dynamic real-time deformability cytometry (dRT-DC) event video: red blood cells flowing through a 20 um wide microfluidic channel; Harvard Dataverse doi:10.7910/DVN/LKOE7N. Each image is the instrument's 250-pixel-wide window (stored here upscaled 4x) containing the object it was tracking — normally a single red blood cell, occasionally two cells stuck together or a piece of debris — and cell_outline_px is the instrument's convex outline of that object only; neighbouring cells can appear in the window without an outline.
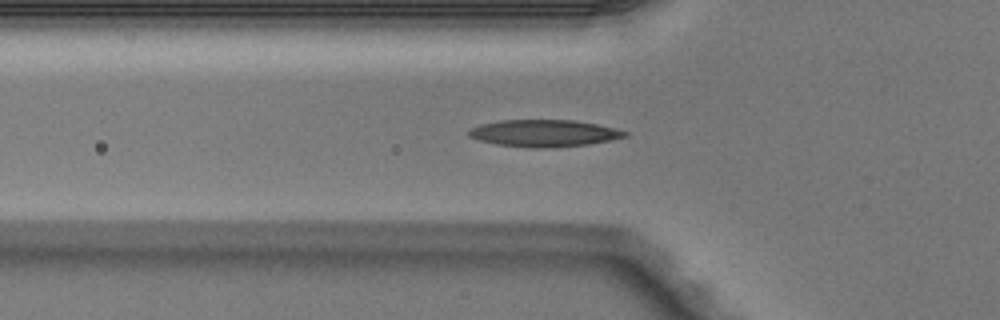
{"species": "Egyptian fruit bat (a non-hibernating species)", "species_latin": "Rousettus aegyptiacus", "temperature_condition": "warm", "stored_images_in_passage": 37, "camera_frame_rate_fps": 3000, "um_per_image_px": 0.085, "animal": {"sex": "male"}, "frame": {"image": 1, "passage_image": 9, "time_ms": 2.667, "image_size_px": [1000, 320], "cell_outline_px": [[628, 136], [588, 144], [540, 148], [528, 148], [496, 144], [480, 140], [468, 136], [468, 132], [472, 128], [480, 124], [500, 120], [572, 120], [596, 124], [628, 132]], "centroid_in_image_um": [46.2, 11.32], "position_along_channel_um": 79.6, "area_um2": 24.22}}
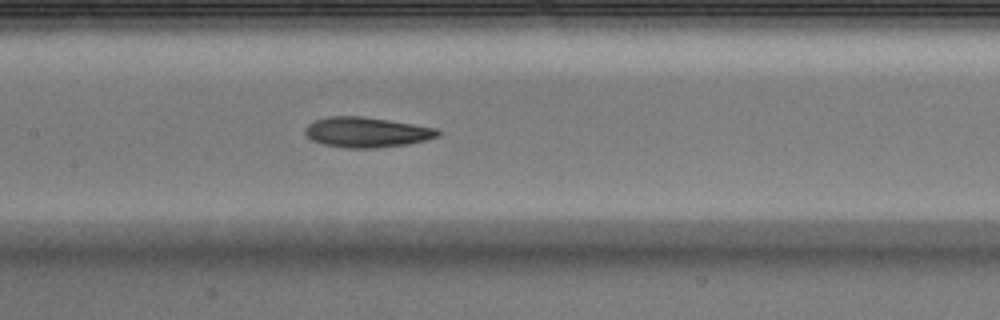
{"frame": {"image": 2, "passage_image": 16, "time_ms": 5.0, "image_size_px": [1000, 320], "cell_outline_px": [[440, 136], [408, 144], [376, 148], [344, 148], [324, 144], [312, 140], [304, 132], [304, 128], [308, 124], [316, 120], [328, 116], [364, 116], [436, 128], [440, 132]], "centroid_in_image_um": [31.14, 11.24], "position_along_channel_um": 176.3, "area_um2": 23.29}}
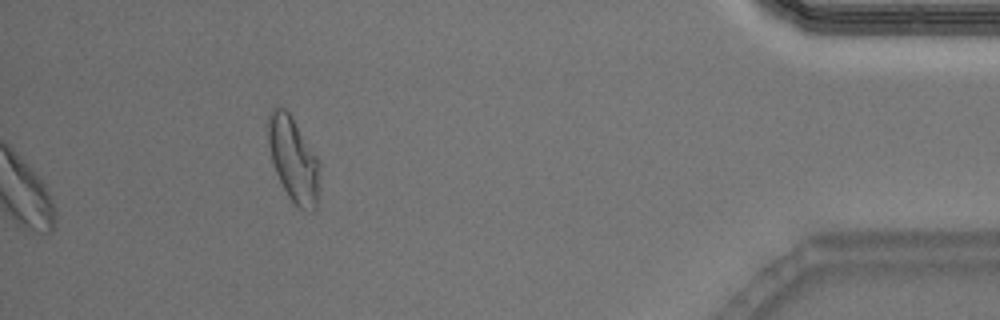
{"frame": {"image": 3, "passage_image": 37, "time_ms": 12.0, "image_size_px": [1000, 320], "cell_outline_px": [[316, 212], [308, 212], [296, 208], [288, 196], [272, 164], [268, 144], [268, 112], [272, 108], [284, 108], [292, 116], [316, 156]], "centroid_in_image_um": [24.87, 13.55], "position_along_channel_um": 410.3, "area_um2": 24.8}, "authors_computed_cell_mechanics": {"area_um2": 23.3512, "velocity_mm_per_s": 4.0935, "shape_relaxation_time_tau1_ms": 4.3016, "shape_relaxation_time_tau2_ms": 3.1672, "deformation_change_tau1": 0.1628, "deformation_change_tau2": 0.1062}}